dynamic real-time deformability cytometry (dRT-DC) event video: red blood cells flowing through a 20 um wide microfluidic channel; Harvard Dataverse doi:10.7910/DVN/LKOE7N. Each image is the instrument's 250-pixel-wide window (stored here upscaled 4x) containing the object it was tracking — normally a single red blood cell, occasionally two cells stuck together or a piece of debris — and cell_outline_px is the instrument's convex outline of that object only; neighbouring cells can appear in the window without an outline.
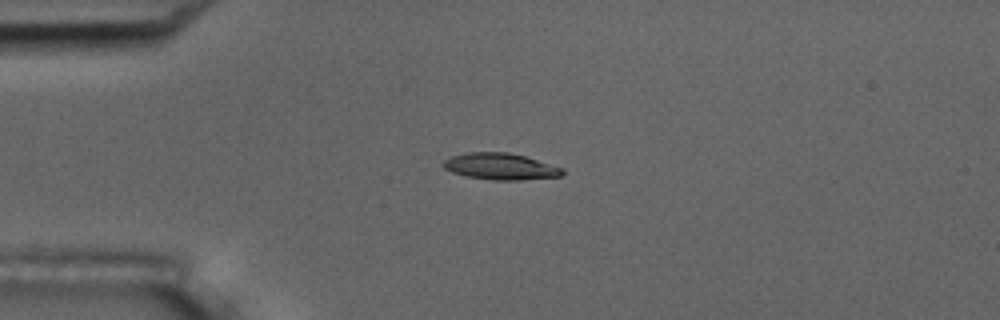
{"species": "common noctule bat (a hibernating species)", "species_latin": "Nyctalus noctula", "temperature_condition": "room temperature", "stored_images_in_passage": 5, "camera_frame_rate_fps": 3000, "um_per_image_px": 0.085, "animal": {"sex": "male", "body_mass_g": 17.5, "forearm_length_mm": 52.3}, "frame": {"image": 1, "passage_image": 3, "time_ms": 0.667, "image_size_px": [1000, 320], "cell_outline_px": [[564, 172], [560, 176], [520, 180], [492, 180], [468, 176], [452, 172], [444, 168], [440, 164], [444, 160], [452, 156], [468, 152], [508, 152], [524, 156], [564, 168]], "centroid_in_image_um": [42.52, 14.14], "position_along_channel_um": 42.5, "area_um2": 18.32}}